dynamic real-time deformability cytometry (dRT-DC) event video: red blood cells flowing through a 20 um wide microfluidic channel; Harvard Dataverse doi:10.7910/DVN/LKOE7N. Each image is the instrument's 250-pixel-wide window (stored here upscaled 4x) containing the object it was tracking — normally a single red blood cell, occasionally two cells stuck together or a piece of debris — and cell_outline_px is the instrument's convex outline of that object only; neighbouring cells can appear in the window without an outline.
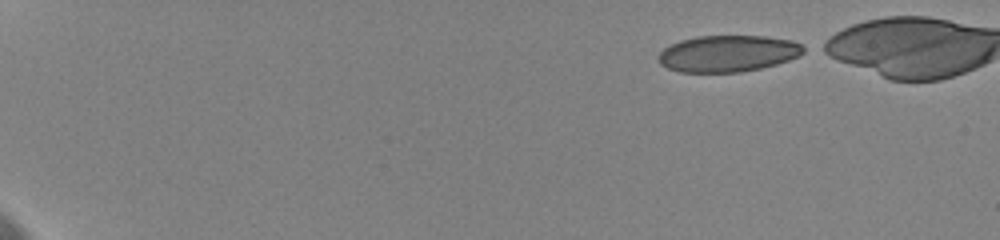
{"species": "human", "species_latin": "Homo sapiens", "temperature_condition": "cold", "stored_images_in_passage": 14, "camera_frame_rate_fps": 3000, "um_per_image_px": 0.085, "donor": {"sex": "female"}, "frame": {"image": 1, "passage_image": 1, "time_ms": 0.0, "image_size_px": [1000, 240], "cell_outline_px": [[808, 52], [800, 56], [776, 64], [760, 68], [740, 72], [680, 72], [668, 68], [660, 64], [656, 56], [664, 48], [680, 40], [700, 36], [764, 36], [792, 40], [808, 48]], "centroid_in_image_um": [61.91, 4.55], "position_along_channel_um": 23.1, "area_um2": 31.1}}